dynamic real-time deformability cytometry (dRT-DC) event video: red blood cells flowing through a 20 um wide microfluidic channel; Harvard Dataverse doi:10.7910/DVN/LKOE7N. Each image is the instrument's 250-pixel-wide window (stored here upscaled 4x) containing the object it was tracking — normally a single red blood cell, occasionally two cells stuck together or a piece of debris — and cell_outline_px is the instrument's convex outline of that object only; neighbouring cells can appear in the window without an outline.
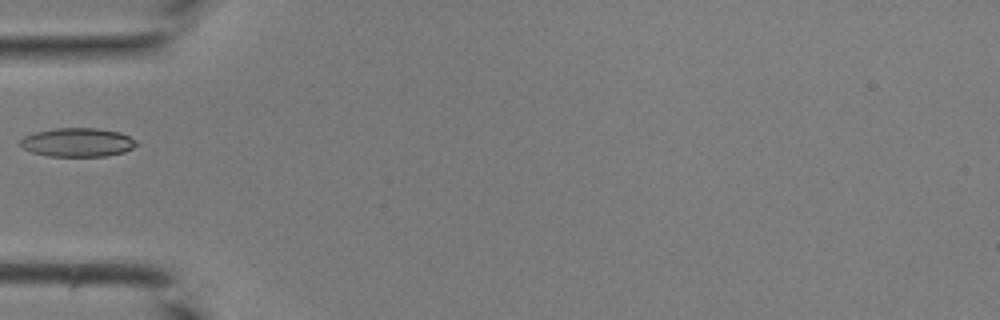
{"species": "common noctule bat (a hibernating species)", "species_latin": "Nyctalus noctula", "temperature_condition": "room temperature", "stored_images_in_passage": 6, "camera_frame_rate_fps": 3000, "um_per_image_px": 0.085, "animal": {"sex": "male", "body_mass_g": 19.0, "forearm_length_mm": 50.8}, "frame": {"image": 1, "passage_image": 1, "time_ms": 0.0, "image_size_px": [1000, 320], "cell_outline_px": [[140, 144], [124, 152], [104, 156], [48, 156], [32, 152], [16, 144], [24, 136], [32, 132], [56, 128], [96, 128], [120, 132], [136, 140]], "centroid_in_image_um": [6.57, 12.09], "position_along_channel_um": 78.4, "area_um2": 19.65}}
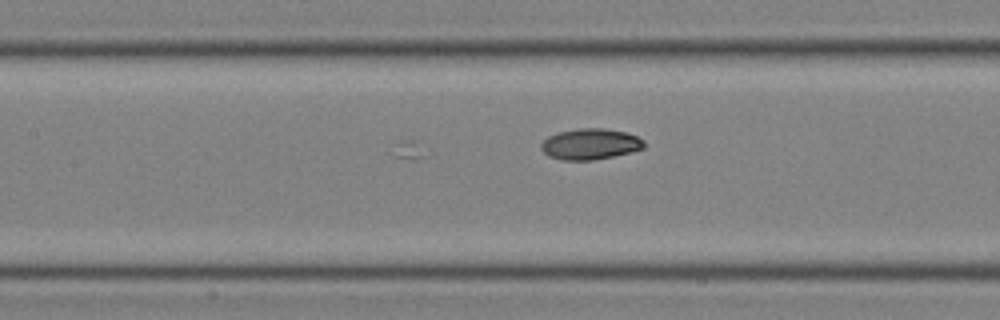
{"frame": {"image": 2, "passage_image": 6, "time_ms": 1.667, "image_size_px": [1000, 320], "cell_outline_px": [[644, 148], [632, 152], [592, 160], [560, 160], [548, 156], [540, 148], [540, 144], [548, 136], [556, 132], [576, 128], [604, 128], [628, 132], [644, 140]], "centroid_in_image_um": [50.15, 12.23], "position_along_channel_um": 157.2, "area_um2": 18.79}}